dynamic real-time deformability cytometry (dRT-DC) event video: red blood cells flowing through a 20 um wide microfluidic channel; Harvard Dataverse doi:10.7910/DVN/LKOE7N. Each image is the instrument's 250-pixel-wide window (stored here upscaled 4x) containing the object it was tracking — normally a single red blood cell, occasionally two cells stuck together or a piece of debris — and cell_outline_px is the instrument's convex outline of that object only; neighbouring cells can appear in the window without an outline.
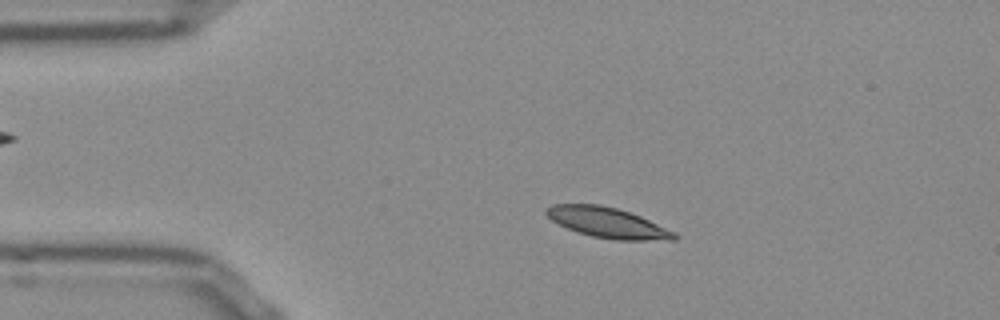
{"species": "Egyptian fruit bat (a non-hibernating species)", "species_latin": "Rousettus aegyptiacus", "temperature_condition": "room temperature", "stored_images_in_passage": 52, "camera_frame_rate_fps": 3000, "um_per_image_px": 0.085, "frame": {"image": 1, "passage_image": 10, "time_ms": 3.0, "image_size_px": [1000, 320], "cell_outline_px": [[680, 236], [676, 240], [612, 240], [592, 236], [576, 232], [552, 220], [544, 212], [544, 208], [552, 204], [600, 204], [616, 208], [640, 216], [676, 232]], "centroid_in_image_um": [51.66, 18.93], "position_along_channel_um": 33.3, "area_um2": 22.72}}
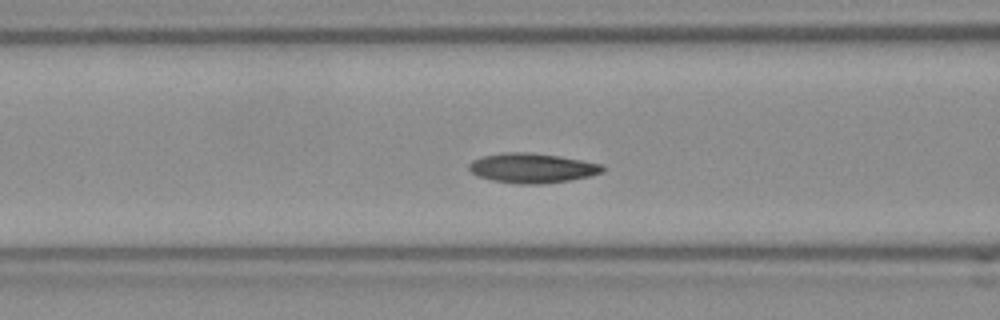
{"frame": {"image": 2, "passage_image": 20, "time_ms": 6.333, "image_size_px": [1000, 320], "cell_outline_px": [[604, 172], [588, 176], [568, 180], [540, 184], [520, 184], [492, 180], [476, 176], [468, 168], [468, 164], [472, 160], [484, 156], [504, 152], [528, 152], [560, 156], [604, 164]], "centroid_in_image_um": [45.23, 14.28], "position_along_channel_um": 121.4, "area_um2": 23.12}}
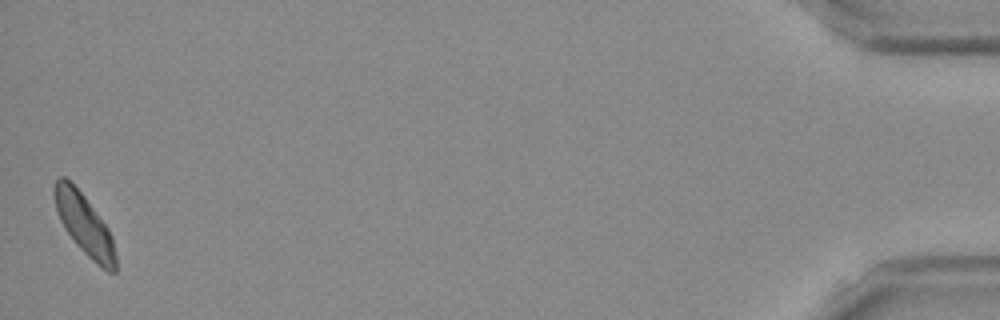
{"frame": {"image": 3, "passage_image": 52, "time_ms": 17.0, "image_size_px": [1000, 320], "cell_outline_px": [[116, 272], [108, 272], [96, 264], [76, 244], [64, 228], [60, 220], [56, 208], [52, 192], [52, 188], [56, 180], [60, 176], [64, 176], [84, 196], [108, 228], [112, 236], [116, 256]], "centroid_in_image_um": [7.16, 19.09], "position_along_channel_um": 428.0, "area_um2": 21.56}, "authors_computed_cell_mechanics": {"area_um2": 22.1374, "velocity_mm_per_s": 3.793, "shape_relaxation_time_tau1_ms": 3.7476, "shape_relaxation_time_tau2_ms": null, "deformation_change_tau1": 0.1095, "deformation_change_tau2": null}}